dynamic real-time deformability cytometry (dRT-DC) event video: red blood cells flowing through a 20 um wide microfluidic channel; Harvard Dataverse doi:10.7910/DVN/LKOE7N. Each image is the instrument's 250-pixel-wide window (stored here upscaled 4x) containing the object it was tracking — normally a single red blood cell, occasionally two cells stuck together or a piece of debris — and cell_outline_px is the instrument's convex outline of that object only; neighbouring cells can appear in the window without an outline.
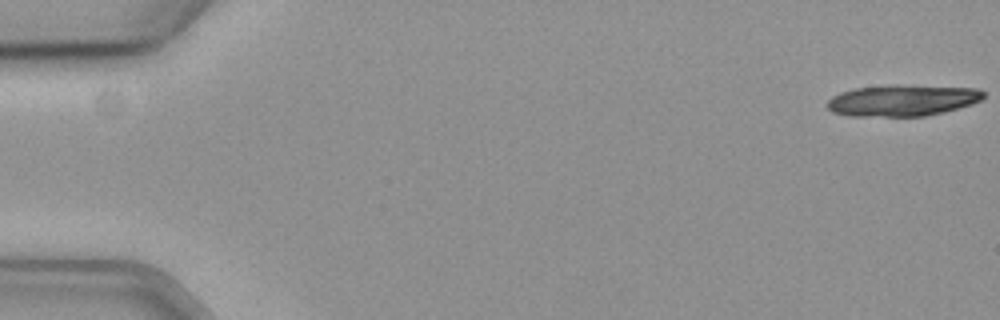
{"species": "common noctule bat (a hibernating species)", "species_latin": "Nyctalus noctula", "temperature_condition": "cold", "stored_images_in_passage": 20, "camera_frame_rate_fps": 3000, "um_per_image_px": 0.085, "animal": {"sex": "female", "body_mass_g": 19.3, "forearm_length_mm": 54.1}, "frame": {"image": 1, "passage_image": 1, "time_ms": 0.0, "image_size_px": [1000, 320], "cell_outline_px": [[984, 96], [980, 100], [972, 104], [944, 112], [924, 116], [848, 116], [832, 112], [828, 108], [828, 100], [832, 96], [840, 92], [856, 88], [980, 88], [984, 92]], "centroid_in_image_um": [76.67, 8.6], "position_along_channel_um": 8.3, "area_um2": 26.99}}